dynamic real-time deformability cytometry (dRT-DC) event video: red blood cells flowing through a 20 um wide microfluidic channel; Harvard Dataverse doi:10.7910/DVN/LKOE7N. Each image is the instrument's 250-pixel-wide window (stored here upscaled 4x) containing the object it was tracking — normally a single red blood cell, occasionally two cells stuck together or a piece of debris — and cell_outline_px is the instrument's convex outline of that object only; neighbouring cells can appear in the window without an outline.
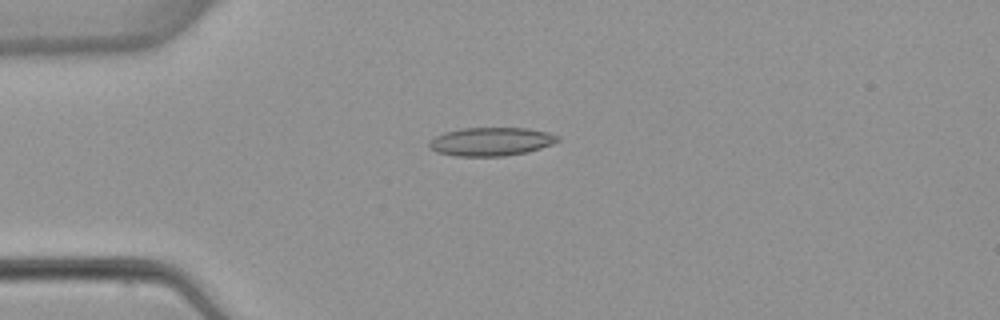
{"species": "common noctule bat (a hibernating species)", "species_latin": "Nyctalus noctula", "temperature_condition": "warm", "stored_images_in_passage": 5, "camera_frame_rate_fps": 3000, "um_per_image_px": 0.085, "animal": {"sex": "female", "body_mass_g": 22.7, "forearm_length_mm": 54.2}, "frame": {"image": 1, "passage_image": 3, "time_ms": 4.0, "image_size_px": [1000, 320], "cell_outline_px": [[560, 140], [552, 144], [528, 152], [504, 156], [456, 156], [436, 152], [428, 148], [428, 144], [436, 136], [444, 132], [460, 128], [528, 128], [548, 132], [560, 136]], "centroid_in_image_um": [41.74, 12.03], "position_along_channel_um": 43.3, "area_um2": 21.44}}
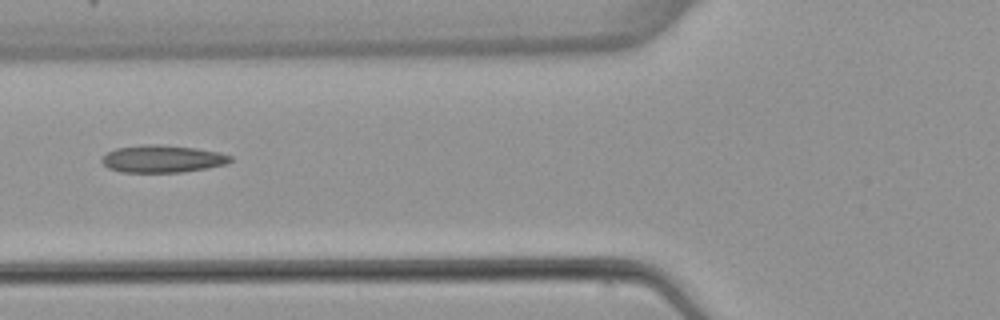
{"frame": {"image": 2, "passage_image": 5, "time_ms": 6.333, "image_size_px": [1000, 320], "cell_outline_px": [[232, 160], [228, 164], [184, 172], [120, 172], [108, 168], [100, 160], [108, 152], [116, 148], [148, 144], [156, 144], [196, 148], [220, 152], [232, 156]], "centroid_in_image_um": [13.83, 13.5], "position_along_channel_um": 112.0, "area_um2": 20.52}}